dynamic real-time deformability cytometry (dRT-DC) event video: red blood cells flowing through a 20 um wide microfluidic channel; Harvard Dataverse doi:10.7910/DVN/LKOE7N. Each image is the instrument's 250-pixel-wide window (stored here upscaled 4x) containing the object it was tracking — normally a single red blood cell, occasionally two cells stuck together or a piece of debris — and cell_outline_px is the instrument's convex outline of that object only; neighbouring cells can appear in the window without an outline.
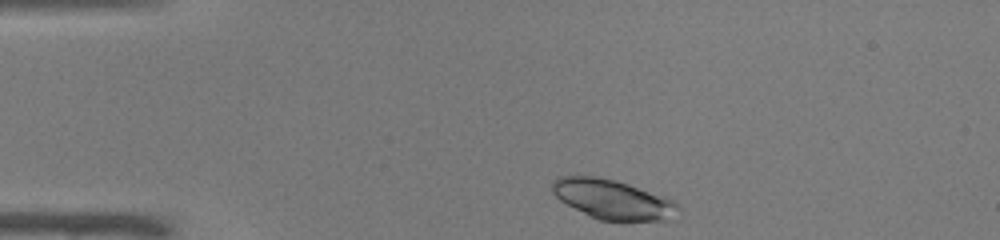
{"species": "common noctule bat (a hibernating species)", "species_latin": "Nyctalus noctula", "temperature_condition": "warm", "stored_images_in_passage": 42, "camera_frame_rate_fps": 3000, "um_per_image_px": 0.085, "animal": {"sex": "male", "body_mass_g": 19.0, "forearm_length_mm": 50.8}, "frame": {"image": 1, "passage_image": 1, "time_ms": 0.0, "image_size_px": [1000, 240], "cell_outline_px": [[680, 220], [600, 220], [560, 200], [552, 192], [552, 180], [560, 176], [596, 176], [628, 184], [664, 196], [672, 200], [680, 208]], "centroid_in_image_um": [52.15, 16.95], "position_along_channel_um": 32.8, "area_um2": 28.84}}
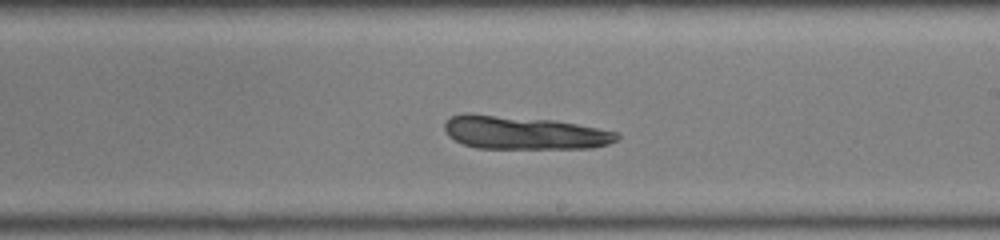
{"frame": {"image": 2, "passage_image": 21, "time_ms": 6.667, "image_size_px": [1000, 240], "cell_outline_px": [[620, 136], [616, 140], [608, 144], [592, 148], [476, 148], [464, 144], [448, 136], [444, 128], [444, 124], [452, 116], [464, 112], [468, 112], [552, 120], [576, 124], [620, 132]], "centroid_in_image_um": [44.52, 11.27], "position_along_channel_um": 244.5, "area_um2": 33.47}}
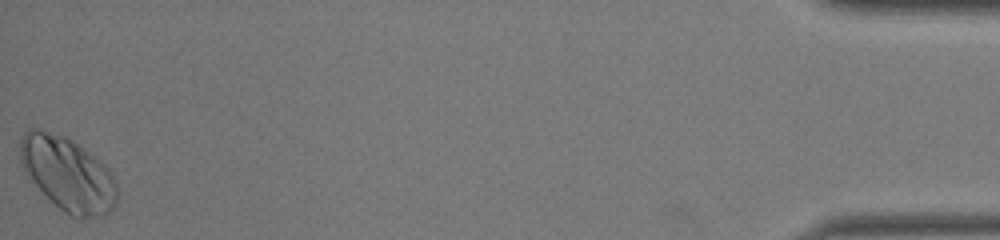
{"frame": {"image": 3, "passage_image": 42, "time_ms": 13.667, "image_size_px": [1000, 240], "cell_outline_px": [[120, 196], [116, 204], [104, 216], [80, 220], [64, 212], [24, 172], [20, 160], [20, 136], [28, 128], [36, 128], [68, 136], [108, 168], [116, 184]], "centroid_in_image_um": [5.78, 14.79], "position_along_channel_um": 429.4, "area_um2": 41.91}}